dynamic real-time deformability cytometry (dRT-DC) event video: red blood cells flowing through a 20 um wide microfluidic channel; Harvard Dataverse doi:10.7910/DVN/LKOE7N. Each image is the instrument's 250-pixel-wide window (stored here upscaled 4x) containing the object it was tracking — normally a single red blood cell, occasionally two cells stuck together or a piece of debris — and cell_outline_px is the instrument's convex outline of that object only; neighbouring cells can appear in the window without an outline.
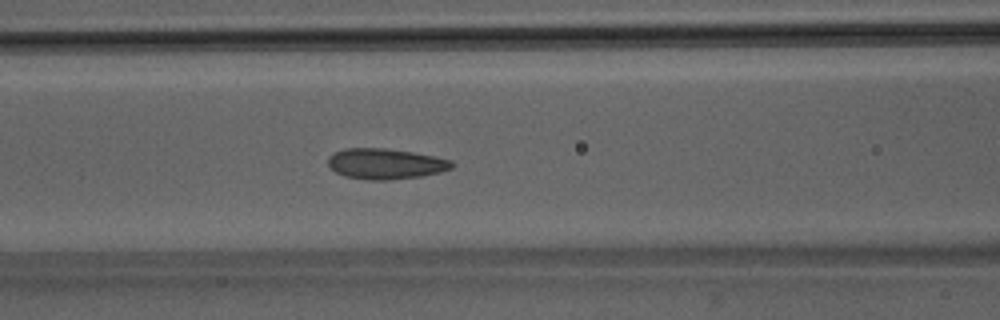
{"species": "Egyptian fruit bat (a non-hibernating species)", "species_latin": "Rousettus aegyptiacus", "temperature_condition": "room temperature", "stored_images_in_passage": 51, "camera_frame_rate_fps": 3000, "um_per_image_px": 0.085, "animal": {"sex": "male"}, "frame": {"image": 1, "passage_image": 21, "time_ms": 6.667, "image_size_px": [1000, 320], "cell_outline_px": [[456, 164], [452, 168], [440, 172], [424, 176], [388, 180], [368, 180], [344, 176], [336, 172], [328, 164], [328, 156], [344, 148], [384, 148], [412, 152], [452, 160]], "centroid_in_image_um": [32.78, 13.93], "position_along_channel_um": 133.8, "area_um2": 22.14}}
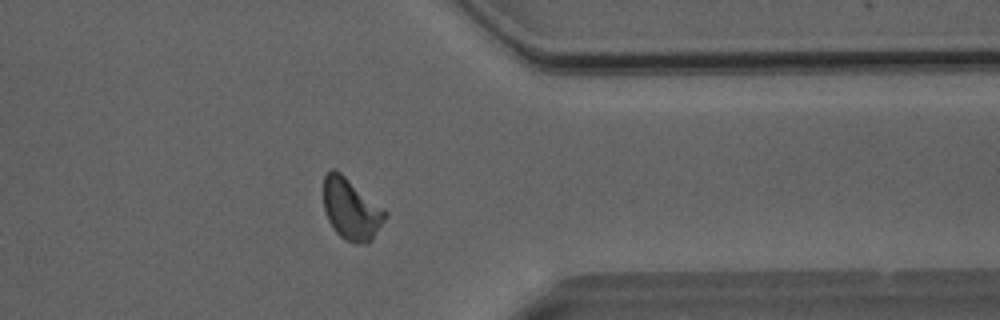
{"frame": {"image": 2, "passage_image": 40, "time_ms": 13.0, "image_size_px": [1000, 320], "cell_outline_px": [[388, 216], [372, 240], [364, 244], [352, 244], [344, 240], [336, 232], [328, 220], [324, 208], [324, 176], [332, 168], [340, 172], [388, 212]], "centroid_in_image_um": [29.86, 17.82], "position_along_channel_um": 381.5, "area_um2": 22.02}}
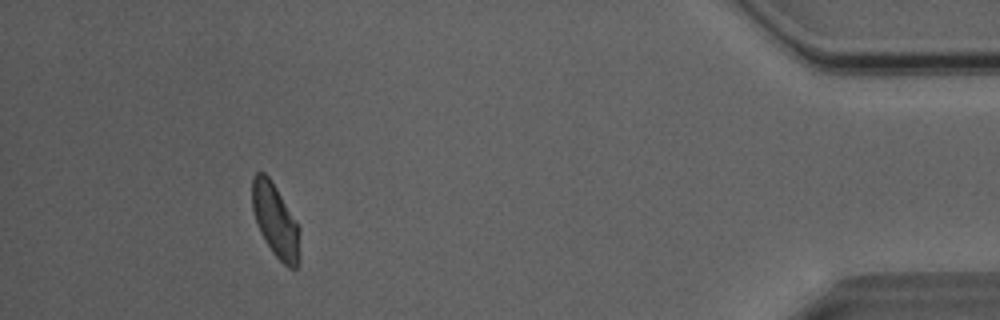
{"frame": {"image": 3, "passage_image": 46, "time_ms": 15.0, "image_size_px": [1000, 320], "cell_outline_px": [[300, 260], [296, 268], [288, 268], [272, 252], [260, 232], [256, 224], [252, 208], [252, 176], [256, 172], [264, 172], [268, 176], [276, 188], [300, 228]], "centroid_in_image_um": [23.42, 18.78], "position_along_channel_um": 411.8, "area_um2": 20.4}, "authors_computed_cell_mechanics": {"area_um2": 21.7906, "velocity_mm_per_s": 4.0564, "shape_relaxation_time_tau1_ms": 5.3076, "shape_relaxation_time_tau2_ms": 1.5758, "deformation_change_tau1": 0.1206, "deformation_change_tau2": 0.0684}}